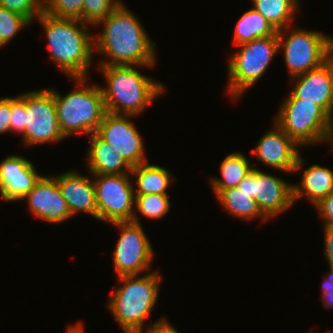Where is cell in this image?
Segmentation results:
<instances>
[{"instance_id": "6da1fadb", "label": "cell", "mask_w": 333, "mask_h": 333, "mask_svg": "<svg viewBox=\"0 0 333 333\" xmlns=\"http://www.w3.org/2000/svg\"><path fill=\"white\" fill-rule=\"evenodd\" d=\"M103 29L94 39V51L109 58L101 60L100 66L136 65L151 67L155 65V45L150 40L140 21L126 5L116 7L106 18L96 25Z\"/></svg>"}, {"instance_id": "7a4b0ae2", "label": "cell", "mask_w": 333, "mask_h": 333, "mask_svg": "<svg viewBox=\"0 0 333 333\" xmlns=\"http://www.w3.org/2000/svg\"><path fill=\"white\" fill-rule=\"evenodd\" d=\"M37 20L45 29L51 60L71 79L87 78L92 64L94 36L89 33L86 23L53 17L45 12Z\"/></svg>"}, {"instance_id": "3957f363", "label": "cell", "mask_w": 333, "mask_h": 333, "mask_svg": "<svg viewBox=\"0 0 333 333\" xmlns=\"http://www.w3.org/2000/svg\"><path fill=\"white\" fill-rule=\"evenodd\" d=\"M135 65L101 66L106 78L102 89L106 112L139 115L165 90L160 82L142 75ZM122 112V113H121Z\"/></svg>"}, {"instance_id": "277c9868", "label": "cell", "mask_w": 333, "mask_h": 333, "mask_svg": "<svg viewBox=\"0 0 333 333\" xmlns=\"http://www.w3.org/2000/svg\"><path fill=\"white\" fill-rule=\"evenodd\" d=\"M118 278L124 284L112 290L107 306L125 333H139L155 308L161 276L158 271H152L141 277Z\"/></svg>"}, {"instance_id": "5b68a950", "label": "cell", "mask_w": 333, "mask_h": 333, "mask_svg": "<svg viewBox=\"0 0 333 333\" xmlns=\"http://www.w3.org/2000/svg\"><path fill=\"white\" fill-rule=\"evenodd\" d=\"M88 78H73L78 89L66 96L53 90L60 130L65 138L79 132L96 133L106 113L100 86L85 85Z\"/></svg>"}, {"instance_id": "8992f818", "label": "cell", "mask_w": 333, "mask_h": 333, "mask_svg": "<svg viewBox=\"0 0 333 333\" xmlns=\"http://www.w3.org/2000/svg\"><path fill=\"white\" fill-rule=\"evenodd\" d=\"M238 46L240 49L232 54L227 72L229 81L226 88L234 100L263 76L271 60L280 50L277 33Z\"/></svg>"}, {"instance_id": "52a82bcc", "label": "cell", "mask_w": 333, "mask_h": 333, "mask_svg": "<svg viewBox=\"0 0 333 333\" xmlns=\"http://www.w3.org/2000/svg\"><path fill=\"white\" fill-rule=\"evenodd\" d=\"M329 114L319 105L295 98L291 93L282 102L275 123L299 146L326 140Z\"/></svg>"}, {"instance_id": "ba28073f", "label": "cell", "mask_w": 333, "mask_h": 333, "mask_svg": "<svg viewBox=\"0 0 333 333\" xmlns=\"http://www.w3.org/2000/svg\"><path fill=\"white\" fill-rule=\"evenodd\" d=\"M277 31L279 49H284L285 65L290 78L320 67L333 55V38L320 32L296 28Z\"/></svg>"}, {"instance_id": "9c48e42d", "label": "cell", "mask_w": 333, "mask_h": 333, "mask_svg": "<svg viewBox=\"0 0 333 333\" xmlns=\"http://www.w3.org/2000/svg\"><path fill=\"white\" fill-rule=\"evenodd\" d=\"M91 177H95L91 179H94L97 220L109 223L132 221L140 224L133 211L135 194L130 175L91 174Z\"/></svg>"}, {"instance_id": "30bf717a", "label": "cell", "mask_w": 333, "mask_h": 333, "mask_svg": "<svg viewBox=\"0 0 333 333\" xmlns=\"http://www.w3.org/2000/svg\"><path fill=\"white\" fill-rule=\"evenodd\" d=\"M25 124L22 139L26 146L65 139L58 124L53 89L25 93Z\"/></svg>"}, {"instance_id": "8fae6325", "label": "cell", "mask_w": 333, "mask_h": 333, "mask_svg": "<svg viewBox=\"0 0 333 333\" xmlns=\"http://www.w3.org/2000/svg\"><path fill=\"white\" fill-rule=\"evenodd\" d=\"M122 231L113 253L118 277L139 275L148 271L154 256L153 247L142 229L141 223H112Z\"/></svg>"}, {"instance_id": "7c38bea8", "label": "cell", "mask_w": 333, "mask_h": 333, "mask_svg": "<svg viewBox=\"0 0 333 333\" xmlns=\"http://www.w3.org/2000/svg\"><path fill=\"white\" fill-rule=\"evenodd\" d=\"M238 187L255 199L259 210L268 220L294 204L292 184L255 167L242 179Z\"/></svg>"}, {"instance_id": "4fadbf2b", "label": "cell", "mask_w": 333, "mask_h": 333, "mask_svg": "<svg viewBox=\"0 0 333 333\" xmlns=\"http://www.w3.org/2000/svg\"><path fill=\"white\" fill-rule=\"evenodd\" d=\"M129 117L106 112L96 134L109 143L131 166L148 162L144 154V142Z\"/></svg>"}, {"instance_id": "5bb4252c", "label": "cell", "mask_w": 333, "mask_h": 333, "mask_svg": "<svg viewBox=\"0 0 333 333\" xmlns=\"http://www.w3.org/2000/svg\"><path fill=\"white\" fill-rule=\"evenodd\" d=\"M274 126L275 128L267 131L254 146L252 155L270 168L296 173L305 161L299 154L300 146L276 123Z\"/></svg>"}, {"instance_id": "9a60e30c", "label": "cell", "mask_w": 333, "mask_h": 333, "mask_svg": "<svg viewBox=\"0 0 333 333\" xmlns=\"http://www.w3.org/2000/svg\"><path fill=\"white\" fill-rule=\"evenodd\" d=\"M23 199L28 201L30 211L45 222L62 223L72 217L54 176L42 175Z\"/></svg>"}, {"instance_id": "2e32d148", "label": "cell", "mask_w": 333, "mask_h": 333, "mask_svg": "<svg viewBox=\"0 0 333 333\" xmlns=\"http://www.w3.org/2000/svg\"><path fill=\"white\" fill-rule=\"evenodd\" d=\"M295 98L321 106L329 115L333 111V55L320 67L292 77Z\"/></svg>"}, {"instance_id": "e0dca14e", "label": "cell", "mask_w": 333, "mask_h": 333, "mask_svg": "<svg viewBox=\"0 0 333 333\" xmlns=\"http://www.w3.org/2000/svg\"><path fill=\"white\" fill-rule=\"evenodd\" d=\"M42 175L31 161L10 155L0 163V193L4 201H18L35 186Z\"/></svg>"}, {"instance_id": "ac0fdd59", "label": "cell", "mask_w": 333, "mask_h": 333, "mask_svg": "<svg viewBox=\"0 0 333 333\" xmlns=\"http://www.w3.org/2000/svg\"><path fill=\"white\" fill-rule=\"evenodd\" d=\"M71 216L84 212L97 219V204L93 181L76 171L54 175Z\"/></svg>"}, {"instance_id": "d6986e66", "label": "cell", "mask_w": 333, "mask_h": 333, "mask_svg": "<svg viewBox=\"0 0 333 333\" xmlns=\"http://www.w3.org/2000/svg\"><path fill=\"white\" fill-rule=\"evenodd\" d=\"M90 145L87 150V161L91 174H130L132 167L111 146L101 139L96 133L87 136Z\"/></svg>"}, {"instance_id": "ffe728a7", "label": "cell", "mask_w": 333, "mask_h": 333, "mask_svg": "<svg viewBox=\"0 0 333 333\" xmlns=\"http://www.w3.org/2000/svg\"><path fill=\"white\" fill-rule=\"evenodd\" d=\"M333 191V171L329 168L311 165L303 172L300 185H293L294 202L305 194L315 206Z\"/></svg>"}, {"instance_id": "44dd1931", "label": "cell", "mask_w": 333, "mask_h": 333, "mask_svg": "<svg viewBox=\"0 0 333 333\" xmlns=\"http://www.w3.org/2000/svg\"><path fill=\"white\" fill-rule=\"evenodd\" d=\"M130 173L137 177L135 195L167 194V188L174 180L169 170L149 162L132 167Z\"/></svg>"}, {"instance_id": "7402d4cb", "label": "cell", "mask_w": 333, "mask_h": 333, "mask_svg": "<svg viewBox=\"0 0 333 333\" xmlns=\"http://www.w3.org/2000/svg\"><path fill=\"white\" fill-rule=\"evenodd\" d=\"M254 168L249 160L240 152L227 155L220 165L222 178L211 177V185L215 195L221 190L238 187L242 179Z\"/></svg>"}, {"instance_id": "603a6c76", "label": "cell", "mask_w": 333, "mask_h": 333, "mask_svg": "<svg viewBox=\"0 0 333 333\" xmlns=\"http://www.w3.org/2000/svg\"><path fill=\"white\" fill-rule=\"evenodd\" d=\"M277 31L253 7L238 20L234 32V45L238 46L252 40L273 36Z\"/></svg>"}, {"instance_id": "cb8c5ba5", "label": "cell", "mask_w": 333, "mask_h": 333, "mask_svg": "<svg viewBox=\"0 0 333 333\" xmlns=\"http://www.w3.org/2000/svg\"><path fill=\"white\" fill-rule=\"evenodd\" d=\"M216 197L228 212L238 218H242V220H250L257 217H261L263 222L268 220L259 210L255 199L240 190L239 187L221 190Z\"/></svg>"}, {"instance_id": "d4e9b609", "label": "cell", "mask_w": 333, "mask_h": 333, "mask_svg": "<svg viewBox=\"0 0 333 333\" xmlns=\"http://www.w3.org/2000/svg\"><path fill=\"white\" fill-rule=\"evenodd\" d=\"M257 10L276 30L290 28L294 13L299 8V0H252ZM289 25V26H288Z\"/></svg>"}, {"instance_id": "484cf974", "label": "cell", "mask_w": 333, "mask_h": 333, "mask_svg": "<svg viewBox=\"0 0 333 333\" xmlns=\"http://www.w3.org/2000/svg\"><path fill=\"white\" fill-rule=\"evenodd\" d=\"M134 205V209L150 219H160L170 210L168 194L135 195Z\"/></svg>"}, {"instance_id": "4316f807", "label": "cell", "mask_w": 333, "mask_h": 333, "mask_svg": "<svg viewBox=\"0 0 333 333\" xmlns=\"http://www.w3.org/2000/svg\"><path fill=\"white\" fill-rule=\"evenodd\" d=\"M84 0H44V12L57 18L83 22Z\"/></svg>"}, {"instance_id": "83f0119b", "label": "cell", "mask_w": 333, "mask_h": 333, "mask_svg": "<svg viewBox=\"0 0 333 333\" xmlns=\"http://www.w3.org/2000/svg\"><path fill=\"white\" fill-rule=\"evenodd\" d=\"M30 23L21 14L0 7V47L10 43L13 37Z\"/></svg>"}, {"instance_id": "f1b7e54d", "label": "cell", "mask_w": 333, "mask_h": 333, "mask_svg": "<svg viewBox=\"0 0 333 333\" xmlns=\"http://www.w3.org/2000/svg\"><path fill=\"white\" fill-rule=\"evenodd\" d=\"M119 0H84L83 22L96 25L106 18L116 7L123 4Z\"/></svg>"}, {"instance_id": "f546056e", "label": "cell", "mask_w": 333, "mask_h": 333, "mask_svg": "<svg viewBox=\"0 0 333 333\" xmlns=\"http://www.w3.org/2000/svg\"><path fill=\"white\" fill-rule=\"evenodd\" d=\"M0 7L21 14L32 23L44 12V0H0Z\"/></svg>"}, {"instance_id": "4dcf8cb0", "label": "cell", "mask_w": 333, "mask_h": 333, "mask_svg": "<svg viewBox=\"0 0 333 333\" xmlns=\"http://www.w3.org/2000/svg\"><path fill=\"white\" fill-rule=\"evenodd\" d=\"M25 93L11 98L10 131L24 133L25 130Z\"/></svg>"}, {"instance_id": "1f68e13d", "label": "cell", "mask_w": 333, "mask_h": 333, "mask_svg": "<svg viewBox=\"0 0 333 333\" xmlns=\"http://www.w3.org/2000/svg\"><path fill=\"white\" fill-rule=\"evenodd\" d=\"M315 207L319 215L322 216L321 218H324V226H333V191L316 204Z\"/></svg>"}, {"instance_id": "d6a6232c", "label": "cell", "mask_w": 333, "mask_h": 333, "mask_svg": "<svg viewBox=\"0 0 333 333\" xmlns=\"http://www.w3.org/2000/svg\"><path fill=\"white\" fill-rule=\"evenodd\" d=\"M11 97L0 98V134L10 131Z\"/></svg>"}, {"instance_id": "836d02e7", "label": "cell", "mask_w": 333, "mask_h": 333, "mask_svg": "<svg viewBox=\"0 0 333 333\" xmlns=\"http://www.w3.org/2000/svg\"><path fill=\"white\" fill-rule=\"evenodd\" d=\"M327 277L324 279L322 288H323V305L326 308L333 307V269H330L327 272Z\"/></svg>"}, {"instance_id": "e575fe53", "label": "cell", "mask_w": 333, "mask_h": 333, "mask_svg": "<svg viewBox=\"0 0 333 333\" xmlns=\"http://www.w3.org/2000/svg\"><path fill=\"white\" fill-rule=\"evenodd\" d=\"M325 232V258L329 264L330 269H333V226H324Z\"/></svg>"}, {"instance_id": "d590c367", "label": "cell", "mask_w": 333, "mask_h": 333, "mask_svg": "<svg viewBox=\"0 0 333 333\" xmlns=\"http://www.w3.org/2000/svg\"><path fill=\"white\" fill-rule=\"evenodd\" d=\"M146 331V333H179L173 325L166 321V318H162L148 326ZM139 333L144 332L141 330Z\"/></svg>"}, {"instance_id": "8d00e7d4", "label": "cell", "mask_w": 333, "mask_h": 333, "mask_svg": "<svg viewBox=\"0 0 333 333\" xmlns=\"http://www.w3.org/2000/svg\"><path fill=\"white\" fill-rule=\"evenodd\" d=\"M325 141H329L331 143L332 146H330L332 148L333 151V111L331 112L330 116H329V128H328V133H327V137Z\"/></svg>"}, {"instance_id": "74e56055", "label": "cell", "mask_w": 333, "mask_h": 333, "mask_svg": "<svg viewBox=\"0 0 333 333\" xmlns=\"http://www.w3.org/2000/svg\"><path fill=\"white\" fill-rule=\"evenodd\" d=\"M66 333H84V329L81 323L73 326H69Z\"/></svg>"}]
</instances>
